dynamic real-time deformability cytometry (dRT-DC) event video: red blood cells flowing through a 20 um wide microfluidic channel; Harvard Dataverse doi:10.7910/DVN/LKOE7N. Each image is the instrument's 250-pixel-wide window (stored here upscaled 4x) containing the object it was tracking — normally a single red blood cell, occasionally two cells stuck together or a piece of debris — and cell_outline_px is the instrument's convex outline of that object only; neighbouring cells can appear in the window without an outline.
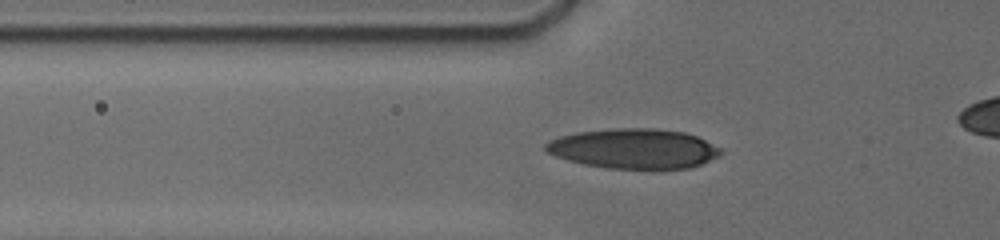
{"species": "human", "species_latin": "Homo sapiens", "temperature_condition": "cold", "stored_images_in_passage": 56, "camera_frame_rate_fps": 3000, "um_per_image_px": 0.085, "donor": {"sex": "male"}, "frame": {"image": 1, "passage_image": 21, "time_ms": 6.333, "image_size_px": [1000, 240], "cell_outline_px": [[724, 152], [720, 156], [700, 164], [688, 168], [652, 172], [608, 168], [584, 164], [568, 160], [556, 156], [548, 152], [544, 148], [544, 144], [548, 140], [560, 136], [580, 132], [616, 128], [656, 128], [684, 132], [696, 136], [720, 148]], "centroid_in_image_um": [53.91, 12.67], "position_along_channel_um": 71.9, "area_um2": 41.56}}
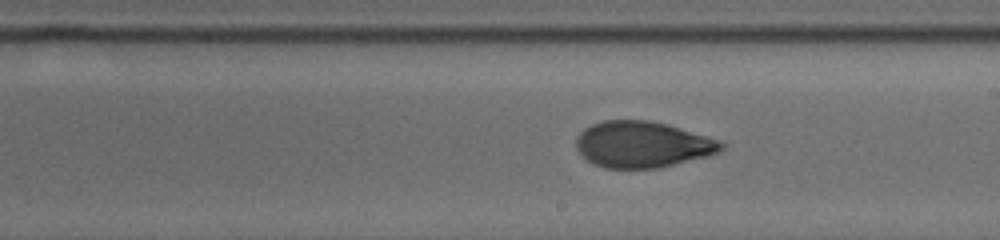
{"frame": {"image": 2, "passage_image": 36, "time_ms": 10.667, "image_size_px": [1000, 240], "cell_outline_px": [[724, 148], [720, 152], [708, 156], [656, 168], [604, 168], [592, 164], [576, 148], [576, 136], [584, 128], [592, 124], [604, 120], [648, 120], [668, 124], [720, 140], [724, 144]], "centroid_in_image_um": [54.6, 12.27], "position_along_channel_um": 234.4, "area_um2": 39.13}}
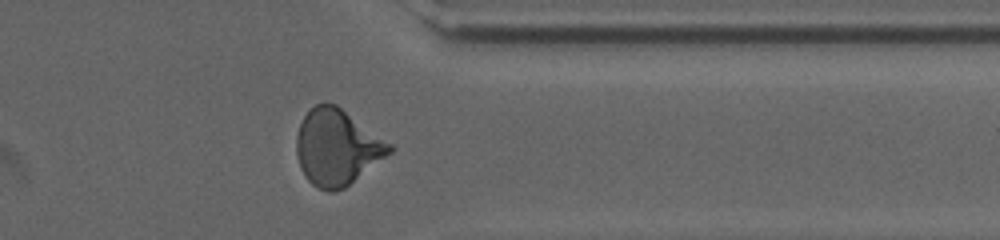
{"frame": {"image": 3, "passage_image": 49, "time_ms": 14.667, "image_size_px": [1000, 240], "cell_outline_px": [[396, 148], [392, 152], [344, 188], [332, 192], [328, 192], [316, 188], [304, 176], [300, 168], [296, 152], [296, 136], [300, 124], [304, 116], [316, 104], [324, 100], [336, 104], [392, 144]], "centroid_in_image_um": [28.63, 12.52], "position_along_channel_um": 382.8, "area_um2": 41.27}}